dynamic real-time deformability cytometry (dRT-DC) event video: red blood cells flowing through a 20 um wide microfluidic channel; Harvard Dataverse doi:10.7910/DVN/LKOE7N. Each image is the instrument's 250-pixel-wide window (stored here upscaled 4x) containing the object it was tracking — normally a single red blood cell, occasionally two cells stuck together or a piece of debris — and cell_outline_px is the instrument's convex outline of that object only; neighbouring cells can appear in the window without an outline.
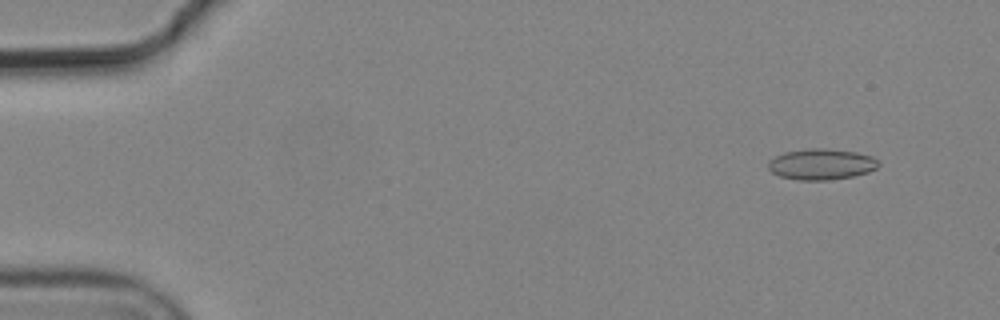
{"species": "common noctule bat (a hibernating species)", "species_latin": "Nyctalus noctula", "temperature_condition": "cold", "stored_images_in_passage": 8, "camera_frame_rate_fps": 3000, "um_per_image_px": 0.085, "animal": {"sex": "male", "body_mass_g": 19.2, "forearm_length_mm": 51.8}, "frame": {"image": 1, "passage_image": 2, "time_ms": 0.333, "image_size_px": [1000, 320], "cell_outline_px": [[880, 164], [876, 168], [868, 172], [852, 176], [828, 180], [796, 180], [780, 176], [772, 172], [768, 168], [768, 160], [784, 152], [808, 148], [824, 148], [856, 152], [872, 156]], "centroid_in_image_um": [69.79, 13.95], "position_along_channel_um": 15.2, "area_um2": 19.88}}
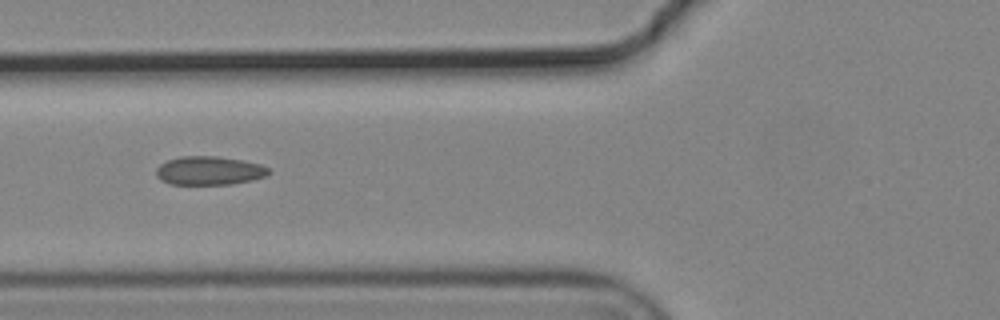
{"frame": {"image": 2, "passage_image": 6, "time_ms": 1.667, "image_size_px": [1000, 320], "cell_outline_px": [[272, 172], [268, 176], [252, 180], [232, 184], [168, 184], [160, 180], [156, 176], [156, 168], [160, 164], [168, 160], [180, 156], [216, 156], [244, 160], [260, 164], [272, 168]], "centroid_in_image_um": [17.83, 14.5], "position_along_channel_um": 108.0, "area_um2": 19.13}}
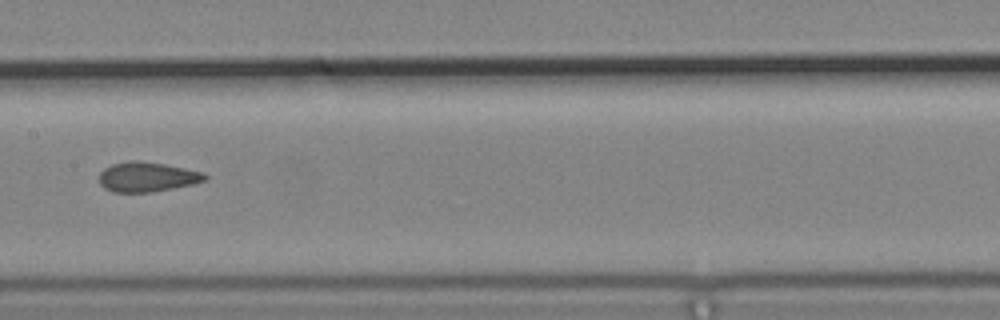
{"frame": {"image": 3, "passage_image": 8, "time_ms": 2.333, "image_size_px": [1000, 320], "cell_outline_px": [[208, 176], [204, 180], [192, 184], [152, 192], [112, 192], [104, 188], [100, 184], [100, 172], [104, 168], [112, 164], [128, 160], [136, 160], [164, 164], [204, 172]], "centroid_in_image_um": [12.47, 15.03], "position_along_channel_um": 194.9, "area_um2": 18.26}}